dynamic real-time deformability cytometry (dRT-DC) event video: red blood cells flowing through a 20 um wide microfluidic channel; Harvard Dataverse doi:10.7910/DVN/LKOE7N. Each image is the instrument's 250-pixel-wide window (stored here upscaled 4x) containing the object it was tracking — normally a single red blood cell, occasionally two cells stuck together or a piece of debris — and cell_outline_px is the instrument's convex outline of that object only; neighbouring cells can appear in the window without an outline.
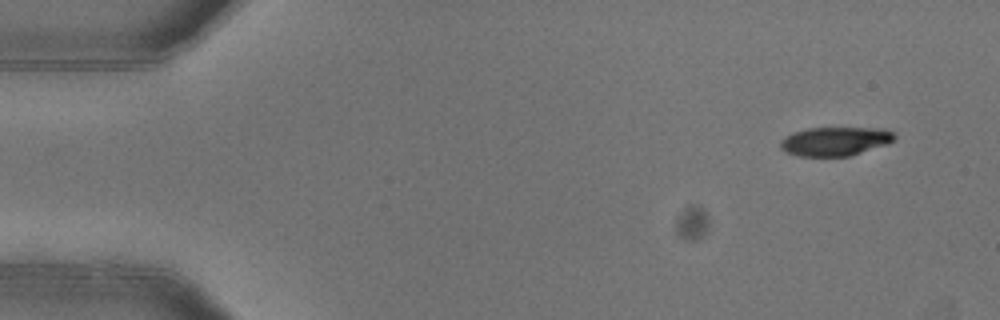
{"species": "common noctule bat (a hibernating species)", "species_latin": "Nyctalus noctula", "temperature_condition": "warm", "stored_images_in_passage": 2, "camera_frame_rate_fps": 3000, "um_per_image_px": 0.085, "animal": {"sex": "female"}, "frame": {"image": 1, "passage_image": 2, "time_ms": 0.333, "image_size_px": [1000, 320], "cell_outline_px": [[896, 136], [892, 140], [884, 144], [848, 156], [796, 156], [784, 152], [780, 148], [780, 140], [784, 136], [792, 132], [808, 128], [876, 128], [892, 132]], "centroid_in_image_um": [70.86, 12.01], "position_along_channel_um": 14.1, "area_um2": 18.96}}